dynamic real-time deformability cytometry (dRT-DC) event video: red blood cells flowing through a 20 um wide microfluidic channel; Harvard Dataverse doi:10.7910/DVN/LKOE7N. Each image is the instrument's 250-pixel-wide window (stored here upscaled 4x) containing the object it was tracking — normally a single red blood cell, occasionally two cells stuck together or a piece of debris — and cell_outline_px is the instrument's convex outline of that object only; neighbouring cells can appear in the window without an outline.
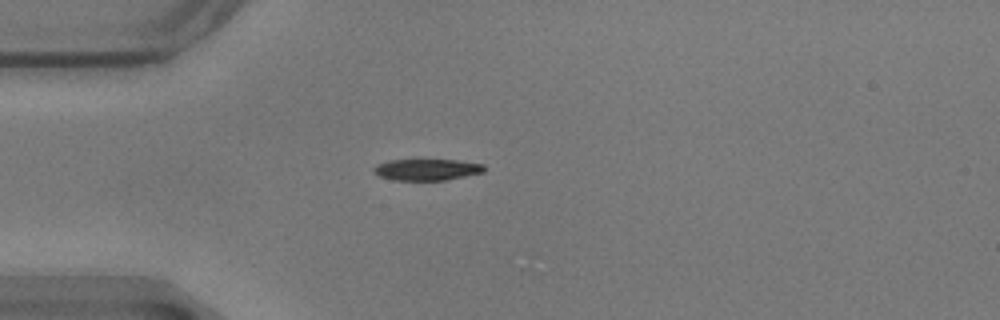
{"species": "common noctule bat (a hibernating species)", "species_latin": "Nyctalus noctula", "temperature_condition": "warm", "stored_images_in_passage": 43, "camera_frame_rate_fps": 3000, "um_per_image_px": 0.085, "animal": {"sex": "male", "body_mass_g": 17.9}, "frame": {"image": 1, "passage_image": 1, "time_ms": 0.0, "image_size_px": [1000, 320], "cell_outline_px": [[484, 172], [444, 180], [392, 180], [380, 176], [372, 172], [372, 168], [376, 164], [388, 160], [456, 160], [484, 164]], "centroid_in_image_um": [36.23, 14.41], "position_along_channel_um": 48.8, "area_um2": 13.76}}
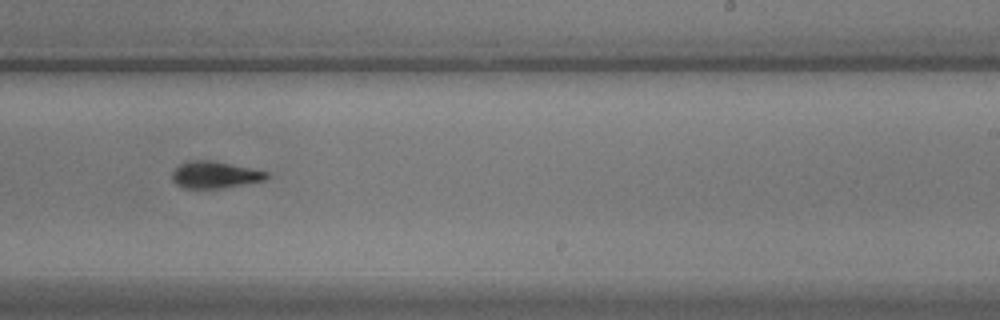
{"frame": {"image": 2, "passage_image": 21, "time_ms": 6.667, "image_size_px": [1000, 320], "cell_outline_px": [[268, 176], [264, 180], [220, 188], [184, 188], [176, 184], [172, 180], [172, 172], [180, 164], [188, 160], [212, 160], [268, 172]], "centroid_in_image_um": [18.21, 14.85], "position_along_channel_um": 270.8, "area_um2": 14.57}}
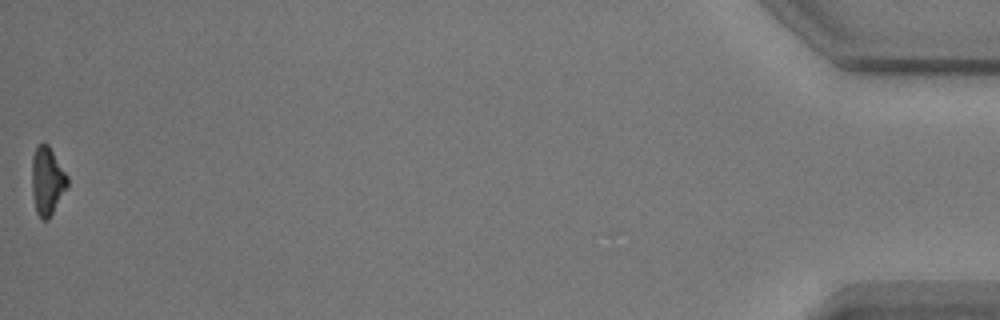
{"frame": {"image": 3, "passage_image": 43, "time_ms": 14.0, "image_size_px": [1000, 320], "cell_outline_px": [[68, 188], [48, 220], [40, 220], [36, 212], [32, 196], [32, 156], [36, 144], [44, 140], [48, 144], [68, 176]], "centroid_in_image_um": [4.01, 15.36], "position_along_channel_um": 431.2, "area_um2": 14.57}, "authors_computed_cell_mechanics": {"area_um2": 14.8546, "velocity_mm_per_s": 3.514, "shape_relaxation_time_tau1_ms": 4.9809, "shape_relaxation_time_tau2_ms": 5.1168, "deformation_change_tau1": 0.1495, "deformation_change_tau2": 0.1043}}